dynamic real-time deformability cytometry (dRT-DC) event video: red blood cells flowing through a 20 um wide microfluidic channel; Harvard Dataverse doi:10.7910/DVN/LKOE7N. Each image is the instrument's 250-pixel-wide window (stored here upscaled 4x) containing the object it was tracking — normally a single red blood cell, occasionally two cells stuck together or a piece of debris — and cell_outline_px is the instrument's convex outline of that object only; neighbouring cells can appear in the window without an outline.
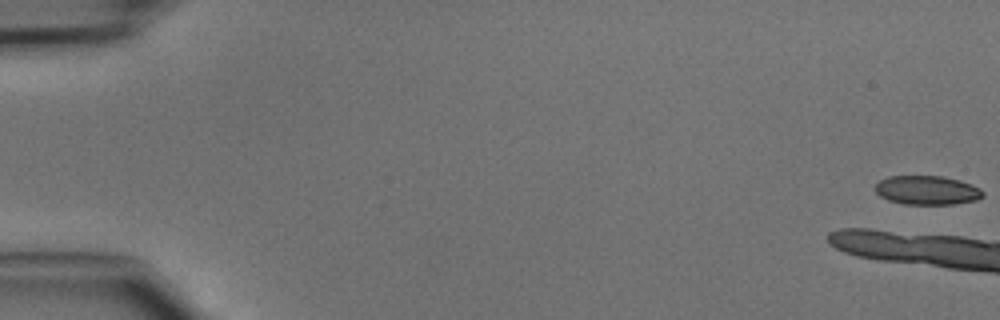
{"species": "common noctule bat (a hibernating species)", "species_latin": "Nyctalus noctula", "temperature_condition": "cold", "stored_images_in_passage": 17, "camera_frame_rate_fps": 3000, "um_per_image_px": 0.085, "animal": {"sex": "male", "body_mass_g": 15.6}, "frame": {"image": 1, "passage_image": 1, "time_ms": 0.0, "image_size_px": [1000, 320], "cell_outline_px": [[984, 196], [976, 200], [952, 204], [904, 204], [888, 200], [880, 196], [876, 192], [876, 184], [880, 180], [888, 176], [944, 176], [960, 180], [972, 184], [980, 188], [984, 192]], "centroid_in_image_um": [78.82, 16.16], "position_along_channel_um": 6.2, "area_um2": 18.26}}